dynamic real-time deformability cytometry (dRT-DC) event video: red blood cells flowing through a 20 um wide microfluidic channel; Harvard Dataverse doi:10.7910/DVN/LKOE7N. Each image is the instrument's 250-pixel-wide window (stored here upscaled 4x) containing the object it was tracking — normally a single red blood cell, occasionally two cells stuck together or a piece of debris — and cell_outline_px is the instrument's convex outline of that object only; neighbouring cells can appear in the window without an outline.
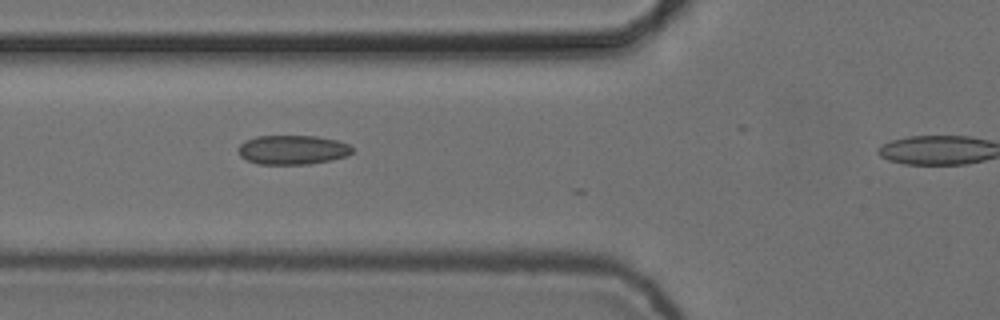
{"species": "common noctule bat (a hibernating species)", "species_latin": "Nyctalus noctula", "temperature_condition": "cold", "stored_images_in_passage": 6, "segment_of_instrument_passage": [1, 2], "camera_frame_rate_fps": 3000, "um_per_image_px": 0.085, "animal": {"sex": "female", "body_mass_g": 24.6, "forearm_length_mm": 56.2}, "frame": {"image": 1, "passage_image": 2, "time_ms": 0.333, "image_size_px": [1000, 320], "cell_outline_px": [[352, 152], [348, 156], [332, 160], [308, 164], [256, 164], [240, 156], [236, 148], [244, 140], [256, 136], [316, 136], [336, 140], [348, 144], [352, 148]], "centroid_in_image_um": [24.84, 12.73], "position_along_channel_um": 101.0, "area_um2": 19.59}}
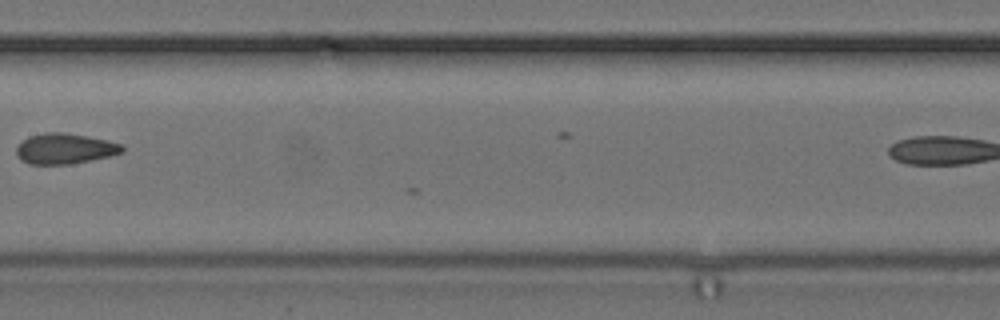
{"frame": {"image": 2, "passage_image": 4, "time_ms": 1.0, "image_size_px": [1000, 320], "cell_outline_px": [[124, 152], [108, 156], [68, 164], [28, 164], [20, 160], [16, 156], [16, 148], [28, 136], [44, 132], [64, 132], [108, 140], [124, 144]], "centroid_in_image_um": [5.5, 12.63], "position_along_channel_um": 201.9, "area_um2": 18.84}}
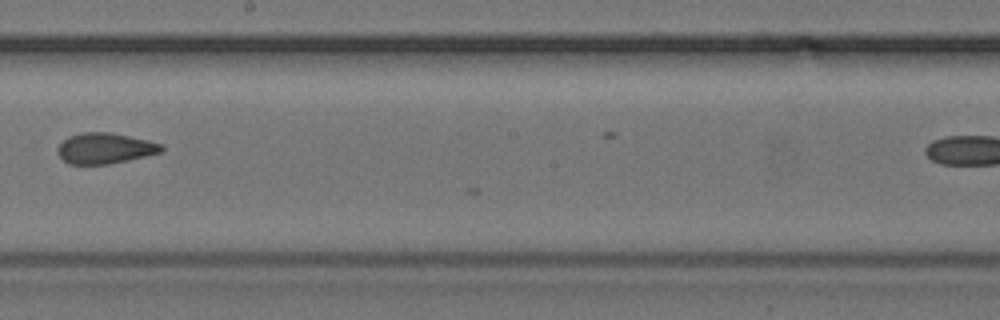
{"frame": {"image": 3, "passage_image": 5, "time_ms": 1.333, "image_size_px": [1000, 320], "cell_outline_px": [[164, 148], [160, 152], [128, 160], [108, 164], [68, 164], [56, 152], [56, 148], [68, 136], [84, 132], [108, 132], [148, 140], [164, 144]], "centroid_in_image_um": [8.9, 12.6], "position_along_channel_um": 239.3, "area_um2": 18.5}}